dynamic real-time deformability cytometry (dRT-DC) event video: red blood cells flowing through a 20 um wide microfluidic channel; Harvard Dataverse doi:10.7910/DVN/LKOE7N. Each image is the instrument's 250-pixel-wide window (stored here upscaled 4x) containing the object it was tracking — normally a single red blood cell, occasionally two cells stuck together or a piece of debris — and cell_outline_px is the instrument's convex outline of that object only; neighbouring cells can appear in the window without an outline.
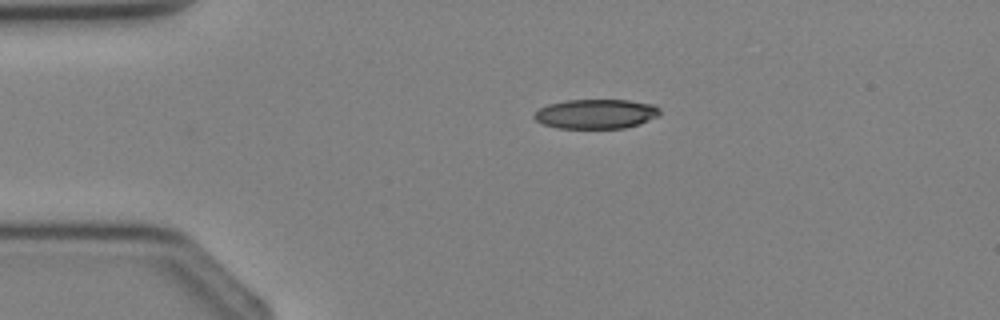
{"species": "Egyptian fruit bat (a non-hibernating species)", "species_latin": "Rousettus aegyptiacus", "temperature_condition": "cold", "stored_images_in_passage": 2, "camera_frame_rate_fps": 3000, "um_per_image_px": 0.085, "animal": {"sex": "female"}, "frame": {"image": 1, "passage_image": 1, "time_ms": 0.0, "image_size_px": [1000, 320], "cell_outline_px": [[660, 116], [640, 124], [624, 128], [556, 128], [544, 124], [536, 120], [532, 116], [540, 108], [548, 104], [568, 100], [628, 100], [656, 104], [660, 108]], "centroid_in_image_um": [50.71, 9.68], "position_along_channel_um": 34.3, "area_um2": 21.79}}